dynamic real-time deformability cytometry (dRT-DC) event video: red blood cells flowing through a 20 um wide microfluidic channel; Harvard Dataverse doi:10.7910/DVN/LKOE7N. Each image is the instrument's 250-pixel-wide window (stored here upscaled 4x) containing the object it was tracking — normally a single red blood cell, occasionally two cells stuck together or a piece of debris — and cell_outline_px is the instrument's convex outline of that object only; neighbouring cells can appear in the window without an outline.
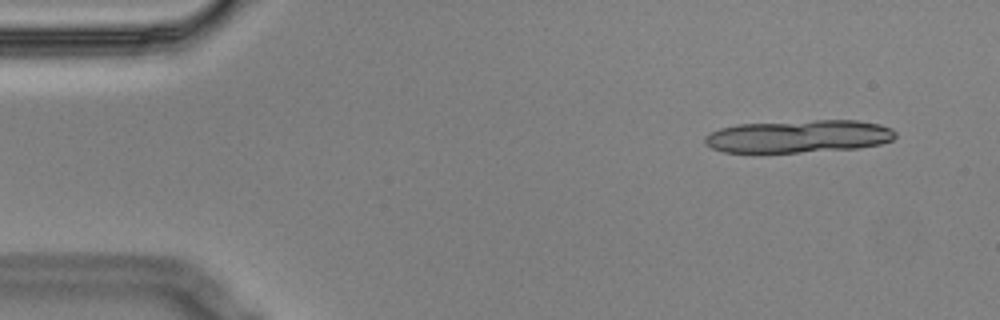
{"species": "Egyptian fruit bat (a non-hibernating species)", "species_latin": "Rousettus aegyptiacus", "temperature_condition": "cold", "stored_images_in_passage": 14, "segment_of_instrument_passage": [1, 2], "camera_frame_rate_fps": 3000, "um_per_image_px": 0.085, "animal": {"sex": "male"}, "frame": {"image": 1, "passage_image": 1, "time_ms": 0.0, "image_size_px": [1000, 320], "cell_outline_px": [[896, 136], [892, 140], [880, 144], [860, 148], [800, 152], [724, 152], [712, 148], [704, 144], [704, 136], [720, 128], [736, 124], [816, 120], [856, 120], [880, 124], [892, 128], [896, 132]], "centroid_in_image_um": [67.9, 11.58], "position_along_channel_um": 17.1, "area_um2": 36.47}}